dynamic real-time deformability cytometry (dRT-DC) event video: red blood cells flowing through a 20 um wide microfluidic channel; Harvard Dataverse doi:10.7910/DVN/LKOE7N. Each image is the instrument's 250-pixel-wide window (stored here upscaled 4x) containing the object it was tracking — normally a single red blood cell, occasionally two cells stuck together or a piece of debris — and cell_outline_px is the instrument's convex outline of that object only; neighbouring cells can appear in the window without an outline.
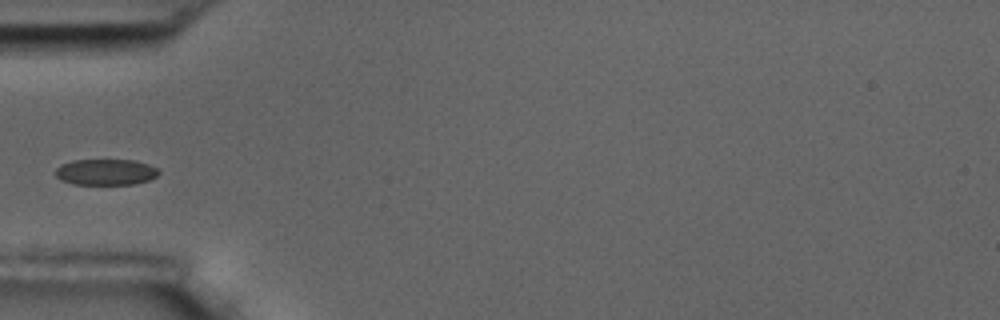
{"species": "common noctule bat (a hibernating species)", "species_latin": "Nyctalus noctula", "temperature_condition": "room temperature", "stored_images_in_passage": 2, "camera_frame_rate_fps": 3000, "um_per_image_px": 0.085, "animal": {"sex": "male", "body_mass_g": 17.5, "forearm_length_mm": 52.3}, "frame": {"image": 1, "passage_image": 2, "time_ms": 1.0, "image_size_px": [1000, 320], "cell_outline_px": [[160, 172], [156, 176], [148, 180], [136, 184], [72, 184], [60, 180], [56, 176], [56, 168], [60, 164], [72, 160], [136, 160], [148, 164], [156, 168]], "centroid_in_image_um": [8.97, 14.62], "position_along_channel_um": 76.0, "area_um2": 15.72}}